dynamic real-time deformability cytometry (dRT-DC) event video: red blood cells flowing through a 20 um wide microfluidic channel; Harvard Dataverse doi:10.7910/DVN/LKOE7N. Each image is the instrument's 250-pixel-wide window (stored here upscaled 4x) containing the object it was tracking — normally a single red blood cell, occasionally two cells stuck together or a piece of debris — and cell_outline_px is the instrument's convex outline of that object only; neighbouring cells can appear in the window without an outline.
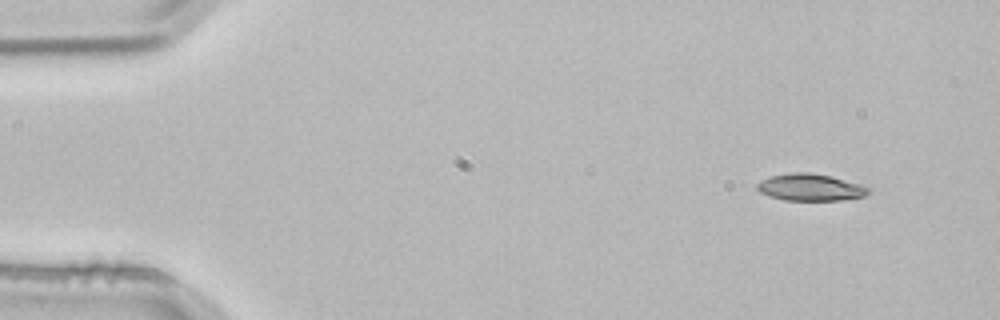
{"species": "common noctule bat (a hibernating species)", "species_latin": "Nyctalus noctula", "temperature_condition": "room temperature", "stored_images_in_passage": 3, "camera_frame_rate_fps": 3000, "um_per_image_px": 0.085, "animal": {"sex": "male", "body_mass_g": 21.5, "forearm_length_mm": 52.0}, "frame": {"image": 1, "passage_image": 1, "time_ms": 0.0, "image_size_px": [1000, 320], "cell_outline_px": [[872, 192], [864, 196], [840, 200], [784, 200], [760, 192], [756, 188], [756, 184], [772, 176], [792, 172], [808, 172], [828, 176], [856, 184], [868, 188]], "centroid_in_image_um": [68.86, 15.93], "position_along_channel_um": 16.1, "area_um2": 16.94}}
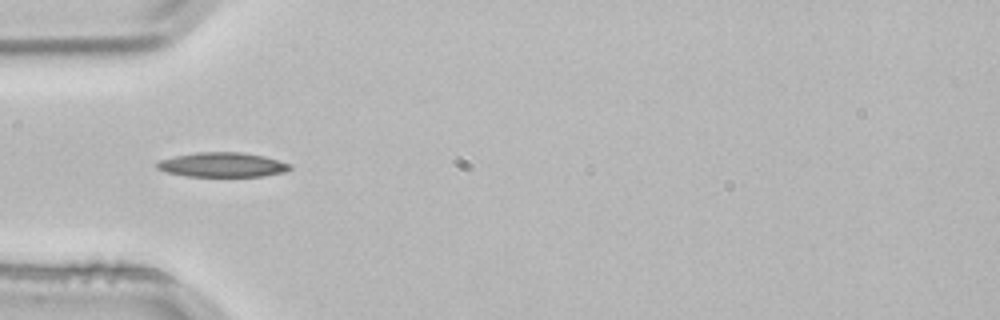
{"frame": {"image": 2, "passage_image": 3, "time_ms": 0.667, "image_size_px": [1000, 320], "cell_outline_px": [[292, 168], [288, 172], [264, 176], [184, 176], [164, 172], [156, 168], [152, 164], [160, 160], [176, 156], [200, 152], [240, 152], [264, 156], [292, 164]], "centroid_in_image_um": [18.9, 14.01], "position_along_channel_um": 66.1, "area_um2": 19.25}}